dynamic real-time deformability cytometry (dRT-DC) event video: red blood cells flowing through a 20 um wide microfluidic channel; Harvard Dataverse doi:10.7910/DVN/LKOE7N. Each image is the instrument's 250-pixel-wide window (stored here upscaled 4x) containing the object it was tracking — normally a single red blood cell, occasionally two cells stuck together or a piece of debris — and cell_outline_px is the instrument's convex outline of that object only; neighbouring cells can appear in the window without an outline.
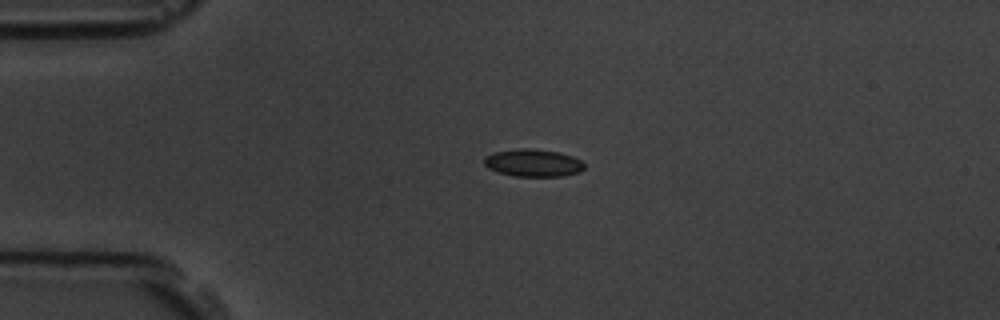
{"species": "common noctule bat (a hibernating species)", "species_latin": "Nyctalus noctula", "temperature_condition": "room temperature", "stored_images_in_passage": 2, "camera_frame_rate_fps": 3000, "um_per_image_px": 0.085, "animal": {"sex": "male", "body_mass_g": 19.5, "forearm_length_mm": 54.6}, "frame": {"image": 1, "passage_image": 1, "time_ms": 0.0, "image_size_px": [1000, 320], "cell_outline_px": [[584, 168], [580, 172], [564, 176], [512, 176], [496, 172], [488, 168], [484, 164], [484, 156], [496, 152], [520, 148], [528, 148], [560, 152], [572, 156], [580, 160], [584, 164]], "centroid_in_image_um": [45.31, 13.85], "position_along_channel_um": 39.7, "area_um2": 16.13}}